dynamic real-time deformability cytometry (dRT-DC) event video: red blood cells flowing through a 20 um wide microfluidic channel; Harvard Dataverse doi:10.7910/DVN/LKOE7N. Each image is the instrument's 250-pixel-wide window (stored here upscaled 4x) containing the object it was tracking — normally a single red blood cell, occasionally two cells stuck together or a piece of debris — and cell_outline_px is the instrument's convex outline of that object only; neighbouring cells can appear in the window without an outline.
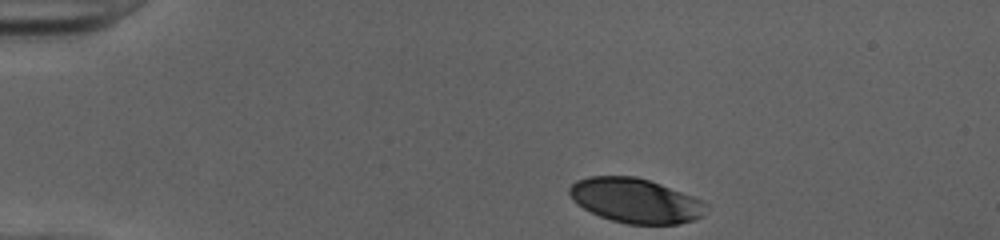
{"species": "human", "species_latin": "Homo sapiens", "temperature_condition": "cold", "stored_images_in_passage": 35, "camera_frame_rate_fps": 3000, "um_per_image_px": 0.085, "donor": {"sex": "female"}, "frame": {"image": 1, "passage_image": 1, "time_ms": 0.0, "image_size_px": [1000, 240], "cell_outline_px": [[708, 204], [704, 216], [696, 220], [676, 224], [628, 224], [612, 220], [600, 216], [584, 208], [572, 200], [568, 192], [568, 188], [576, 180], [588, 176], [636, 176], [660, 184], [692, 196]], "centroid_in_image_um": [54.01, 17.05], "position_along_channel_um": 31.0, "area_um2": 35.49}}
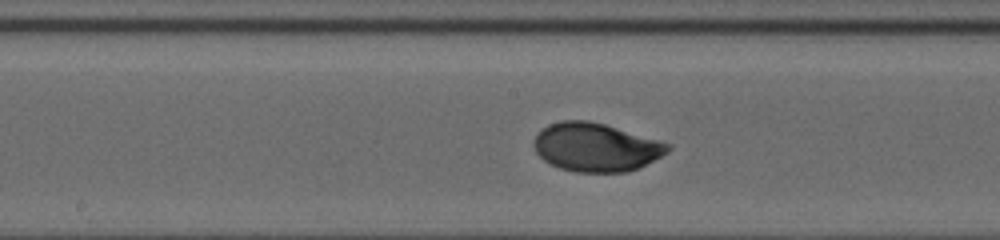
{"frame": {"image": 2, "passage_image": 19, "time_ms": 6.0, "image_size_px": [1000, 240], "cell_outline_px": [[672, 148], [668, 152], [640, 168], [628, 172], [576, 172], [560, 168], [544, 160], [536, 152], [532, 144], [532, 140], [548, 124], [560, 120], [588, 120], [604, 124], [660, 140], [672, 144]], "centroid_in_image_um": [50.67, 12.51], "position_along_channel_um": 197.5, "area_um2": 38.03}}
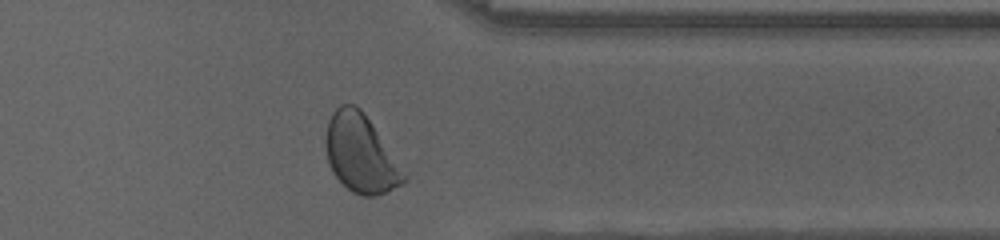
{"frame": {"image": 3, "passage_image": 33, "time_ms": 10.667, "image_size_px": [1000, 240], "cell_outline_px": [[408, 180], [376, 196], [360, 196], [352, 192], [332, 172], [328, 164], [324, 144], [324, 140], [328, 120], [332, 112], [340, 104], [356, 104], [360, 108], [408, 176]], "centroid_in_image_um": [30.61, 13.06], "position_along_channel_um": 380.8, "area_um2": 35.26}, "authors_computed_cell_mechanics": {"area_um2": 37.2232, "velocity_mm_per_s": 3.9954, "shape_relaxation_time_tau1_ms": 2.8515, "shape_relaxation_time_tau2_ms": null, "deformation_change_tau1": 0.1554, "deformation_change_tau2": null}}